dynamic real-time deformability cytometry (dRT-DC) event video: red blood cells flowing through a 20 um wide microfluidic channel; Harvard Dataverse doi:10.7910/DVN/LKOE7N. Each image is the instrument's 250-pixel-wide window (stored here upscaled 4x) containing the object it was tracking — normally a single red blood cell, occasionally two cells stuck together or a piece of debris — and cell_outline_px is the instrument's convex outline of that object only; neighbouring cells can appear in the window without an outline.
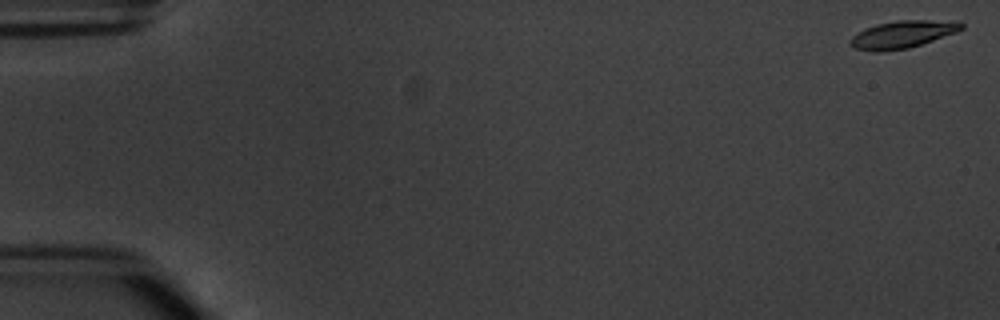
{"species": "common noctule bat (a hibernating species)", "species_latin": "Nyctalus noctula", "temperature_condition": "warm", "stored_images_in_passage": 6, "camera_frame_rate_fps": 3000, "um_per_image_px": 0.085, "animal": {"sex": "male", "body_mass_g": 20.1, "forearm_length_mm": 53.5}, "frame": {"image": 1, "passage_image": 1, "time_ms": 0.0, "image_size_px": [1000, 320], "cell_outline_px": [[964, 28], [956, 32], [908, 48], [880, 52], [872, 52], [856, 48], [848, 44], [848, 40], [852, 36], [876, 24], [896, 20], [960, 20], [964, 24]], "centroid_in_image_um": [76.74, 2.91], "position_along_channel_um": 8.3, "area_um2": 17.8}}
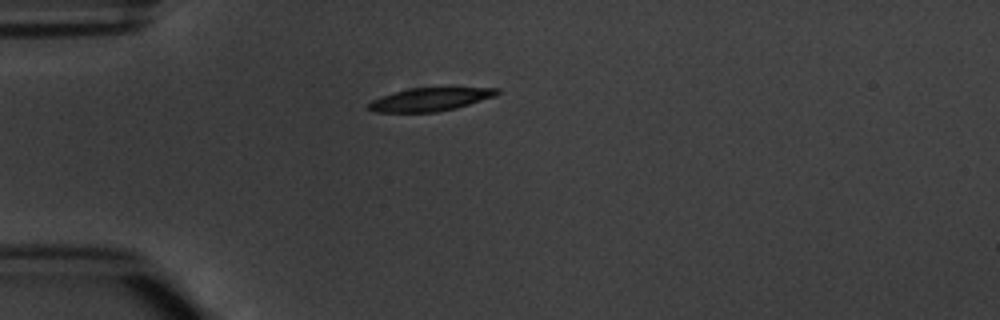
{"frame": {"image": 2, "passage_image": 5, "time_ms": 4.667, "image_size_px": [1000, 320], "cell_outline_px": [[500, 92], [496, 96], [456, 108], [436, 112], [372, 112], [368, 108], [368, 104], [372, 100], [392, 92], [412, 88], [500, 88]], "centroid_in_image_um": [36.55, 8.45], "position_along_channel_um": 48.4, "area_um2": 17.28}}